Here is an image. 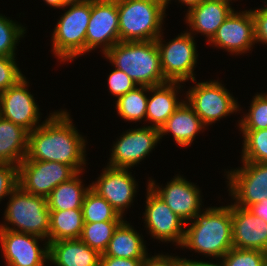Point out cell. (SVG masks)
I'll return each mask as SVG.
<instances>
[{"instance_id": "6da1fadb", "label": "cell", "mask_w": 267, "mask_h": 266, "mask_svg": "<svg viewBox=\"0 0 267 266\" xmlns=\"http://www.w3.org/2000/svg\"><path fill=\"white\" fill-rule=\"evenodd\" d=\"M29 132L27 158L29 160L56 161L82 172L86 164V142L72 124L69 113L57 111Z\"/></svg>"}, {"instance_id": "7a4b0ae2", "label": "cell", "mask_w": 267, "mask_h": 266, "mask_svg": "<svg viewBox=\"0 0 267 266\" xmlns=\"http://www.w3.org/2000/svg\"><path fill=\"white\" fill-rule=\"evenodd\" d=\"M193 221L181 247L220 259L233 247L231 205L206 208Z\"/></svg>"}, {"instance_id": "3957f363", "label": "cell", "mask_w": 267, "mask_h": 266, "mask_svg": "<svg viewBox=\"0 0 267 266\" xmlns=\"http://www.w3.org/2000/svg\"><path fill=\"white\" fill-rule=\"evenodd\" d=\"M118 70L125 72L137 85L157 86L168 81L161 69L160 53L156 41H120L105 54Z\"/></svg>"}, {"instance_id": "277c9868", "label": "cell", "mask_w": 267, "mask_h": 266, "mask_svg": "<svg viewBox=\"0 0 267 266\" xmlns=\"http://www.w3.org/2000/svg\"><path fill=\"white\" fill-rule=\"evenodd\" d=\"M119 40L153 41L162 33L164 0H117Z\"/></svg>"}, {"instance_id": "5b68a950", "label": "cell", "mask_w": 267, "mask_h": 266, "mask_svg": "<svg viewBox=\"0 0 267 266\" xmlns=\"http://www.w3.org/2000/svg\"><path fill=\"white\" fill-rule=\"evenodd\" d=\"M9 198L4 212V222L7 224H0V229L31 234L47 240L50 228L47 198L30 194L20 186L13 190Z\"/></svg>"}, {"instance_id": "8992f818", "label": "cell", "mask_w": 267, "mask_h": 266, "mask_svg": "<svg viewBox=\"0 0 267 266\" xmlns=\"http://www.w3.org/2000/svg\"><path fill=\"white\" fill-rule=\"evenodd\" d=\"M71 6V7H70ZM52 34V51L61 61L85 54L86 31L91 17V0L68 5Z\"/></svg>"}, {"instance_id": "52a82bcc", "label": "cell", "mask_w": 267, "mask_h": 266, "mask_svg": "<svg viewBox=\"0 0 267 266\" xmlns=\"http://www.w3.org/2000/svg\"><path fill=\"white\" fill-rule=\"evenodd\" d=\"M192 32L186 31L166 44L162 35L155 41L160 53L161 69L164 78L169 82H185L194 77V66L197 62L196 43Z\"/></svg>"}, {"instance_id": "ba28073f", "label": "cell", "mask_w": 267, "mask_h": 266, "mask_svg": "<svg viewBox=\"0 0 267 266\" xmlns=\"http://www.w3.org/2000/svg\"><path fill=\"white\" fill-rule=\"evenodd\" d=\"M187 103L205 126L239 111V105L230 92L218 81L198 82L186 93Z\"/></svg>"}, {"instance_id": "9c48e42d", "label": "cell", "mask_w": 267, "mask_h": 266, "mask_svg": "<svg viewBox=\"0 0 267 266\" xmlns=\"http://www.w3.org/2000/svg\"><path fill=\"white\" fill-rule=\"evenodd\" d=\"M76 173L71 166L61 162L26 157L18 165V186L30 194L47 198L55 187Z\"/></svg>"}, {"instance_id": "30bf717a", "label": "cell", "mask_w": 267, "mask_h": 266, "mask_svg": "<svg viewBox=\"0 0 267 266\" xmlns=\"http://www.w3.org/2000/svg\"><path fill=\"white\" fill-rule=\"evenodd\" d=\"M242 162L240 169L227 171L228 190L234 205L248 208L267 198V163Z\"/></svg>"}, {"instance_id": "8fae6325", "label": "cell", "mask_w": 267, "mask_h": 266, "mask_svg": "<svg viewBox=\"0 0 267 266\" xmlns=\"http://www.w3.org/2000/svg\"><path fill=\"white\" fill-rule=\"evenodd\" d=\"M119 40L117 0H91V17L86 31L85 53L102 48L105 54Z\"/></svg>"}, {"instance_id": "7c38bea8", "label": "cell", "mask_w": 267, "mask_h": 266, "mask_svg": "<svg viewBox=\"0 0 267 266\" xmlns=\"http://www.w3.org/2000/svg\"><path fill=\"white\" fill-rule=\"evenodd\" d=\"M160 141V131L154 127L143 126L127 130L113 145L108 166L114 168H131L155 148Z\"/></svg>"}, {"instance_id": "4fadbf2b", "label": "cell", "mask_w": 267, "mask_h": 266, "mask_svg": "<svg viewBox=\"0 0 267 266\" xmlns=\"http://www.w3.org/2000/svg\"><path fill=\"white\" fill-rule=\"evenodd\" d=\"M144 223L152 238L164 242H175L181 246L185 236L186 223L150 187H147Z\"/></svg>"}, {"instance_id": "5bb4252c", "label": "cell", "mask_w": 267, "mask_h": 266, "mask_svg": "<svg viewBox=\"0 0 267 266\" xmlns=\"http://www.w3.org/2000/svg\"><path fill=\"white\" fill-rule=\"evenodd\" d=\"M38 239L44 238L0 229L1 250L7 266H45L49 261V242L39 247Z\"/></svg>"}, {"instance_id": "9a60e30c", "label": "cell", "mask_w": 267, "mask_h": 266, "mask_svg": "<svg viewBox=\"0 0 267 266\" xmlns=\"http://www.w3.org/2000/svg\"><path fill=\"white\" fill-rule=\"evenodd\" d=\"M27 87L28 82L24 76L14 86L0 92V116L31 132L38 127L40 113L34 96Z\"/></svg>"}, {"instance_id": "2e32d148", "label": "cell", "mask_w": 267, "mask_h": 266, "mask_svg": "<svg viewBox=\"0 0 267 266\" xmlns=\"http://www.w3.org/2000/svg\"><path fill=\"white\" fill-rule=\"evenodd\" d=\"M128 170V168H114L107 165L98 180L91 184V189L105 198L121 217L125 209L133 203V197L137 192L136 186H138Z\"/></svg>"}, {"instance_id": "e0dca14e", "label": "cell", "mask_w": 267, "mask_h": 266, "mask_svg": "<svg viewBox=\"0 0 267 266\" xmlns=\"http://www.w3.org/2000/svg\"><path fill=\"white\" fill-rule=\"evenodd\" d=\"M147 186H149L150 189L186 223V225L193 220L197 213L202 212L200 209V207H202L200 189L197 188L194 183L192 184L180 175L172 178L165 188L159 187L156 185L155 181L151 179Z\"/></svg>"}, {"instance_id": "ac0fdd59", "label": "cell", "mask_w": 267, "mask_h": 266, "mask_svg": "<svg viewBox=\"0 0 267 266\" xmlns=\"http://www.w3.org/2000/svg\"><path fill=\"white\" fill-rule=\"evenodd\" d=\"M241 12L233 11L208 43H213L215 47L225 49L232 55L246 53L249 49L251 51L256 43L254 18L251 9Z\"/></svg>"}, {"instance_id": "d6986e66", "label": "cell", "mask_w": 267, "mask_h": 266, "mask_svg": "<svg viewBox=\"0 0 267 266\" xmlns=\"http://www.w3.org/2000/svg\"><path fill=\"white\" fill-rule=\"evenodd\" d=\"M231 217L233 247L267 253V222L248 208L234 204H231Z\"/></svg>"}, {"instance_id": "ffe728a7", "label": "cell", "mask_w": 267, "mask_h": 266, "mask_svg": "<svg viewBox=\"0 0 267 266\" xmlns=\"http://www.w3.org/2000/svg\"><path fill=\"white\" fill-rule=\"evenodd\" d=\"M231 4L224 0H203L196 7L187 10L186 22L190 31L201 33L210 41L221 24L233 13Z\"/></svg>"}, {"instance_id": "44dd1931", "label": "cell", "mask_w": 267, "mask_h": 266, "mask_svg": "<svg viewBox=\"0 0 267 266\" xmlns=\"http://www.w3.org/2000/svg\"><path fill=\"white\" fill-rule=\"evenodd\" d=\"M101 254L80 238L49 243V261L55 266H100Z\"/></svg>"}, {"instance_id": "7402d4cb", "label": "cell", "mask_w": 267, "mask_h": 266, "mask_svg": "<svg viewBox=\"0 0 267 266\" xmlns=\"http://www.w3.org/2000/svg\"><path fill=\"white\" fill-rule=\"evenodd\" d=\"M180 88L179 82L169 81L161 85L149 87L152 97H148L145 121L148 120L153 123L150 127L160 130L168 118L180 106L183 102V100L180 101L177 97Z\"/></svg>"}, {"instance_id": "603a6c76", "label": "cell", "mask_w": 267, "mask_h": 266, "mask_svg": "<svg viewBox=\"0 0 267 266\" xmlns=\"http://www.w3.org/2000/svg\"><path fill=\"white\" fill-rule=\"evenodd\" d=\"M206 127L201 118L194 112L192 107L183 101L175 112L160 128V139L168 133H172L175 142L180 147L190 146L196 134Z\"/></svg>"}, {"instance_id": "cb8c5ba5", "label": "cell", "mask_w": 267, "mask_h": 266, "mask_svg": "<svg viewBox=\"0 0 267 266\" xmlns=\"http://www.w3.org/2000/svg\"><path fill=\"white\" fill-rule=\"evenodd\" d=\"M29 131L0 116V162L19 165L27 156Z\"/></svg>"}, {"instance_id": "d4e9b609", "label": "cell", "mask_w": 267, "mask_h": 266, "mask_svg": "<svg viewBox=\"0 0 267 266\" xmlns=\"http://www.w3.org/2000/svg\"><path fill=\"white\" fill-rule=\"evenodd\" d=\"M122 221L109 241L105 256L115 258L144 259L147 256L144 240L130 223Z\"/></svg>"}, {"instance_id": "484cf974", "label": "cell", "mask_w": 267, "mask_h": 266, "mask_svg": "<svg viewBox=\"0 0 267 266\" xmlns=\"http://www.w3.org/2000/svg\"><path fill=\"white\" fill-rule=\"evenodd\" d=\"M80 173L77 172L69 180L55 187L47 197L49 210L82 209L84 197L90 190L91 185L84 188Z\"/></svg>"}, {"instance_id": "4316f807", "label": "cell", "mask_w": 267, "mask_h": 266, "mask_svg": "<svg viewBox=\"0 0 267 266\" xmlns=\"http://www.w3.org/2000/svg\"><path fill=\"white\" fill-rule=\"evenodd\" d=\"M82 209L50 210V228L47 241L79 239L83 230Z\"/></svg>"}, {"instance_id": "83f0119b", "label": "cell", "mask_w": 267, "mask_h": 266, "mask_svg": "<svg viewBox=\"0 0 267 266\" xmlns=\"http://www.w3.org/2000/svg\"><path fill=\"white\" fill-rule=\"evenodd\" d=\"M149 86L139 85L117 98V113L126 121H141L146 119Z\"/></svg>"}, {"instance_id": "f1b7e54d", "label": "cell", "mask_w": 267, "mask_h": 266, "mask_svg": "<svg viewBox=\"0 0 267 266\" xmlns=\"http://www.w3.org/2000/svg\"><path fill=\"white\" fill-rule=\"evenodd\" d=\"M82 211L84 223L123 221V217L113 209L111 204L91 188L84 197Z\"/></svg>"}, {"instance_id": "f546056e", "label": "cell", "mask_w": 267, "mask_h": 266, "mask_svg": "<svg viewBox=\"0 0 267 266\" xmlns=\"http://www.w3.org/2000/svg\"><path fill=\"white\" fill-rule=\"evenodd\" d=\"M122 221H102L84 223L80 239L90 248L103 254L111 240L114 231Z\"/></svg>"}, {"instance_id": "4dcf8cb0", "label": "cell", "mask_w": 267, "mask_h": 266, "mask_svg": "<svg viewBox=\"0 0 267 266\" xmlns=\"http://www.w3.org/2000/svg\"><path fill=\"white\" fill-rule=\"evenodd\" d=\"M241 131L244 138L241 161L267 163V129Z\"/></svg>"}, {"instance_id": "1f68e13d", "label": "cell", "mask_w": 267, "mask_h": 266, "mask_svg": "<svg viewBox=\"0 0 267 266\" xmlns=\"http://www.w3.org/2000/svg\"><path fill=\"white\" fill-rule=\"evenodd\" d=\"M241 130L267 129V94L254 96L249 112L239 120Z\"/></svg>"}, {"instance_id": "d6a6232c", "label": "cell", "mask_w": 267, "mask_h": 266, "mask_svg": "<svg viewBox=\"0 0 267 266\" xmlns=\"http://www.w3.org/2000/svg\"><path fill=\"white\" fill-rule=\"evenodd\" d=\"M25 27L0 14V56H15L16 44L25 34Z\"/></svg>"}, {"instance_id": "836d02e7", "label": "cell", "mask_w": 267, "mask_h": 266, "mask_svg": "<svg viewBox=\"0 0 267 266\" xmlns=\"http://www.w3.org/2000/svg\"><path fill=\"white\" fill-rule=\"evenodd\" d=\"M267 253L261 250L238 249L232 247L217 266H263Z\"/></svg>"}, {"instance_id": "e575fe53", "label": "cell", "mask_w": 267, "mask_h": 266, "mask_svg": "<svg viewBox=\"0 0 267 266\" xmlns=\"http://www.w3.org/2000/svg\"><path fill=\"white\" fill-rule=\"evenodd\" d=\"M15 60V56H0V92L14 86L24 77Z\"/></svg>"}, {"instance_id": "d590c367", "label": "cell", "mask_w": 267, "mask_h": 266, "mask_svg": "<svg viewBox=\"0 0 267 266\" xmlns=\"http://www.w3.org/2000/svg\"><path fill=\"white\" fill-rule=\"evenodd\" d=\"M136 86L138 85L134 80H132L125 72L116 68L108 77L109 92L117 98L125 95Z\"/></svg>"}, {"instance_id": "8d00e7d4", "label": "cell", "mask_w": 267, "mask_h": 266, "mask_svg": "<svg viewBox=\"0 0 267 266\" xmlns=\"http://www.w3.org/2000/svg\"><path fill=\"white\" fill-rule=\"evenodd\" d=\"M18 186V166L0 162V201Z\"/></svg>"}, {"instance_id": "74e56055", "label": "cell", "mask_w": 267, "mask_h": 266, "mask_svg": "<svg viewBox=\"0 0 267 266\" xmlns=\"http://www.w3.org/2000/svg\"><path fill=\"white\" fill-rule=\"evenodd\" d=\"M254 18L255 42L267 44V4L264 8L251 10Z\"/></svg>"}, {"instance_id": "f35d334b", "label": "cell", "mask_w": 267, "mask_h": 266, "mask_svg": "<svg viewBox=\"0 0 267 266\" xmlns=\"http://www.w3.org/2000/svg\"><path fill=\"white\" fill-rule=\"evenodd\" d=\"M144 259L115 258L101 254L100 266H141Z\"/></svg>"}, {"instance_id": "ab89813d", "label": "cell", "mask_w": 267, "mask_h": 266, "mask_svg": "<svg viewBox=\"0 0 267 266\" xmlns=\"http://www.w3.org/2000/svg\"><path fill=\"white\" fill-rule=\"evenodd\" d=\"M141 266H175V257L158 254L150 258L147 255L142 261Z\"/></svg>"}, {"instance_id": "60d3db41", "label": "cell", "mask_w": 267, "mask_h": 266, "mask_svg": "<svg viewBox=\"0 0 267 266\" xmlns=\"http://www.w3.org/2000/svg\"><path fill=\"white\" fill-rule=\"evenodd\" d=\"M248 209L256 216L267 222V198L260 203H255L248 207Z\"/></svg>"}, {"instance_id": "b9f144b4", "label": "cell", "mask_w": 267, "mask_h": 266, "mask_svg": "<svg viewBox=\"0 0 267 266\" xmlns=\"http://www.w3.org/2000/svg\"><path fill=\"white\" fill-rule=\"evenodd\" d=\"M175 266H217V263L212 262H204V261H196L190 260L186 258H180L178 256L175 257Z\"/></svg>"}, {"instance_id": "7bdbcfd3", "label": "cell", "mask_w": 267, "mask_h": 266, "mask_svg": "<svg viewBox=\"0 0 267 266\" xmlns=\"http://www.w3.org/2000/svg\"><path fill=\"white\" fill-rule=\"evenodd\" d=\"M169 1H171V0L165 1V8H167ZM178 1H179V3L182 2L185 5L189 6L188 10H190V9L196 7L197 5H199L203 0H178Z\"/></svg>"}, {"instance_id": "ee69618b", "label": "cell", "mask_w": 267, "mask_h": 266, "mask_svg": "<svg viewBox=\"0 0 267 266\" xmlns=\"http://www.w3.org/2000/svg\"><path fill=\"white\" fill-rule=\"evenodd\" d=\"M45 3L55 8H62V0H43Z\"/></svg>"}, {"instance_id": "f6af8a7d", "label": "cell", "mask_w": 267, "mask_h": 266, "mask_svg": "<svg viewBox=\"0 0 267 266\" xmlns=\"http://www.w3.org/2000/svg\"><path fill=\"white\" fill-rule=\"evenodd\" d=\"M86 0H62V8H67L68 5L79 4Z\"/></svg>"}, {"instance_id": "bcb514c9", "label": "cell", "mask_w": 267, "mask_h": 266, "mask_svg": "<svg viewBox=\"0 0 267 266\" xmlns=\"http://www.w3.org/2000/svg\"><path fill=\"white\" fill-rule=\"evenodd\" d=\"M263 266H267V258L265 259Z\"/></svg>"}]
</instances>
